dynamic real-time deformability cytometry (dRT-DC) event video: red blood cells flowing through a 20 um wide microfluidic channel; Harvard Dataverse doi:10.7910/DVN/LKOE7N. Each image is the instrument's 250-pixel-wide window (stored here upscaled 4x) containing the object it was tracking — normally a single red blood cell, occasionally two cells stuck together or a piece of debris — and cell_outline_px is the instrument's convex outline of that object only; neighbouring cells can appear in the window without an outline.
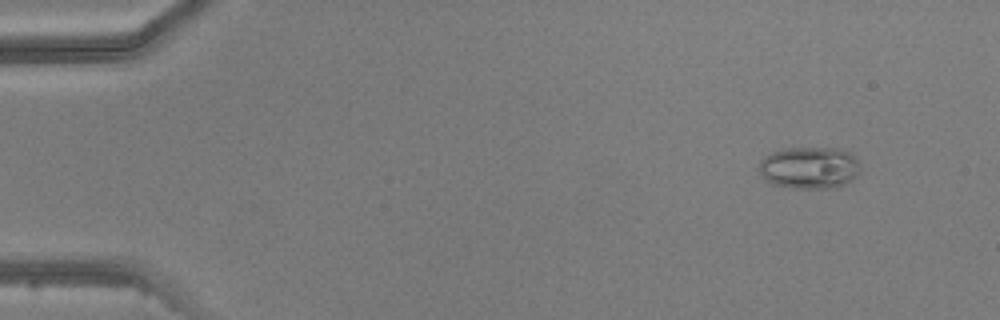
{"species": "common noctule bat (a hibernating species)", "species_latin": "Nyctalus noctula", "temperature_condition": "warm", "stored_images_in_passage": 1, "camera_frame_rate_fps": 3000, "um_per_image_px": 0.085, "animal": {"sex": "male", "body_mass_g": 20.5, "forearm_length_mm": 52.5}, "frame": {"image": 1, "passage_image": 1, "time_ms": 0.0, "image_size_px": [1000, 320], "cell_outline_px": [[860, 172], [852, 180], [836, 188], [792, 188], [772, 184], [760, 172], [760, 160], [764, 156], [772, 152], [784, 148], [840, 148], [848, 152], [856, 160], [860, 168]], "centroid_in_image_um": [68.81, 14.26], "position_along_channel_um": 16.2, "area_um2": 24.74}}